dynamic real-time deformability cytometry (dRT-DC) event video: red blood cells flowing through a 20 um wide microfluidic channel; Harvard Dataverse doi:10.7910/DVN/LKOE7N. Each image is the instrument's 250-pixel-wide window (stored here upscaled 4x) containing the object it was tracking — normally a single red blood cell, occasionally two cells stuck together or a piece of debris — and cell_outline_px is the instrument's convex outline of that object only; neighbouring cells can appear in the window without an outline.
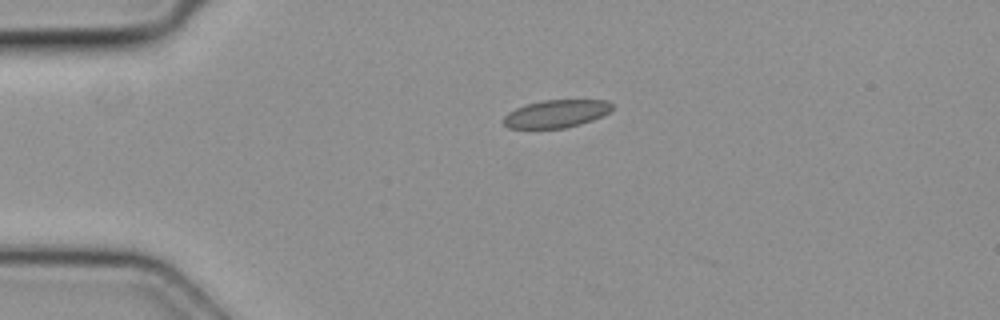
{"species": "common noctule bat (a hibernating species)", "species_latin": "Nyctalus noctula", "temperature_condition": "cold", "stored_images_in_passage": 2, "camera_frame_rate_fps": 3000, "um_per_image_px": 0.085, "animal": {"sex": "female", "body_mass_g": 19.3, "forearm_length_mm": 54.1}, "frame": {"image": 1, "passage_image": 1, "time_ms": 0.0, "image_size_px": [1000, 320], "cell_outline_px": [[612, 112], [604, 116], [580, 124], [564, 128], [508, 128], [504, 124], [504, 116], [508, 112], [516, 108], [528, 104], [544, 100], [608, 100], [612, 104]], "centroid_in_image_um": [47.32, 9.66], "position_along_channel_um": 37.7, "area_um2": 17.57}}